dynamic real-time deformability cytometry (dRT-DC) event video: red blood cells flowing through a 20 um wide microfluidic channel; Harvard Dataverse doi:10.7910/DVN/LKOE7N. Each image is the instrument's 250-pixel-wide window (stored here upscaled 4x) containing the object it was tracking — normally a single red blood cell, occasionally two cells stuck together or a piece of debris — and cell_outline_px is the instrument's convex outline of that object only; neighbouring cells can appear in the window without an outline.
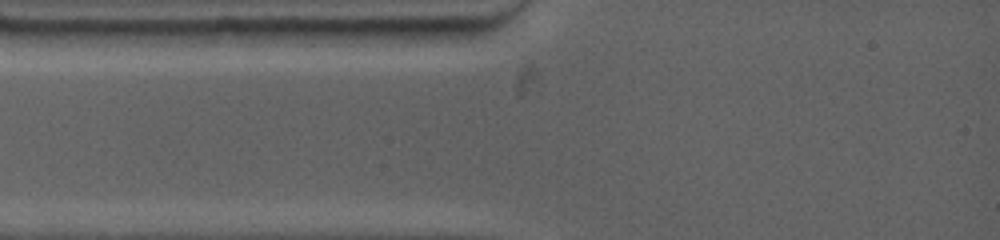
{"species": "common noctule bat (a hibernating species)", "species_latin": "Nyctalus noctula", "temperature_condition": "warm", "stored_images_in_passage": 2, "segment_of_instrument_passage": [1, 2], "camera_frame_rate_fps": 4500, "um_per_image_px": 0.085, "animal": {"sex": "female", "body_mass_g": 19.0, "forearm_length_mm": 53.3}, "frame": {"image": 1, "passage_image": 1, "time_ms": 0.0, "image_size_px": [1000, 240], "cell_outline_px": [[244, 32], [236, 44], [208, 48], [116, 44], [104, 32], [120, 28], [244, 28]], "centroid_in_image_um": [15.03, 3.13], "position_along_channel_um": 70.0, "area_um2": 16.82}}